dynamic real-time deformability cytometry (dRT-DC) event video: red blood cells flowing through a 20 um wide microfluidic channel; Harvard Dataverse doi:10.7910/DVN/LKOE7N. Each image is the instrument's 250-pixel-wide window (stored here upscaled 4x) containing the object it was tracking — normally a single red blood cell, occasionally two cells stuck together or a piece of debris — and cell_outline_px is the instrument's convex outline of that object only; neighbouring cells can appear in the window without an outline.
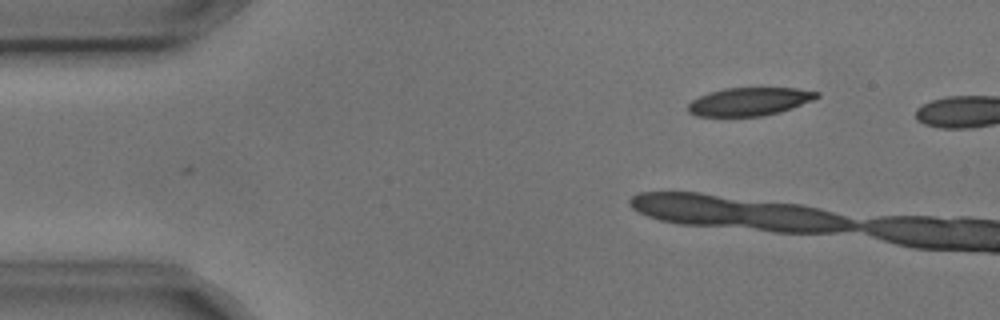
{"species": "common noctule bat (a hibernating species)", "species_latin": "Nyctalus noctula", "temperature_condition": "cold", "stored_images_in_passage": 4, "camera_frame_rate_fps": 3000, "um_per_image_px": 0.085, "animal": {"sex": "male", "body_mass_g": 17.9, "forearm_length_mm": 54.2}, "frame": {"image": 1, "passage_image": 2, "time_ms": 0.333, "image_size_px": [1000, 320], "cell_outline_px": [[820, 96], [812, 100], [792, 108], [780, 112], [764, 116], [696, 116], [688, 112], [688, 104], [692, 100], [708, 92], [724, 88], [796, 88], [820, 92]], "centroid_in_image_um": [63.7, 8.63], "position_along_channel_um": 21.3, "area_um2": 21.15}}